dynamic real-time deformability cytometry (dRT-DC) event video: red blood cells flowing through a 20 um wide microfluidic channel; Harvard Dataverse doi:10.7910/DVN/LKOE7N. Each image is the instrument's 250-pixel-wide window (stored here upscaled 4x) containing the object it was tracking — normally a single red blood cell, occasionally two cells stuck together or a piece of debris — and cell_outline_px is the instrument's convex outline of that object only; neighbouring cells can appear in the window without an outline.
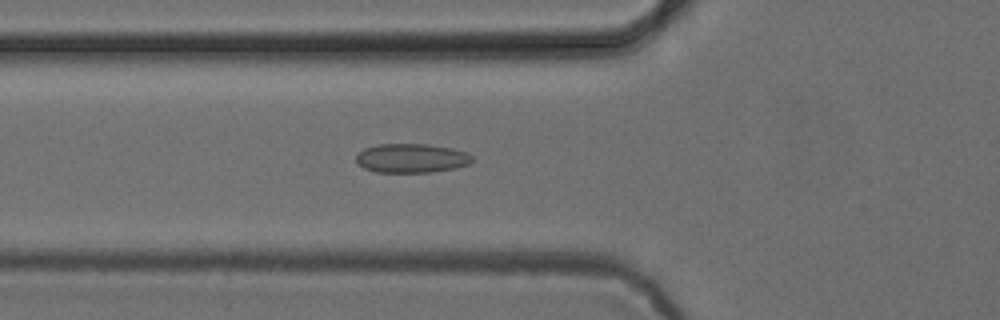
{"species": "common noctule bat (a hibernating species)", "species_latin": "Nyctalus noctula", "temperature_condition": "cold", "stored_images_in_passage": 53, "camera_frame_rate_fps": 3000, "um_per_image_px": 0.085, "animal": {"sex": "female", "body_mass_g": 24.6, "forearm_length_mm": 56.2}, "frame": {"image": 1, "passage_image": 19, "time_ms": 6.0, "image_size_px": [1000, 320], "cell_outline_px": [[472, 160], [468, 164], [456, 168], [432, 172], [376, 172], [364, 168], [356, 160], [356, 156], [364, 148], [380, 144], [428, 144], [452, 148], [468, 152], [472, 156]], "centroid_in_image_um": [35.0, 13.44], "position_along_channel_um": 90.8, "area_um2": 19.65}}
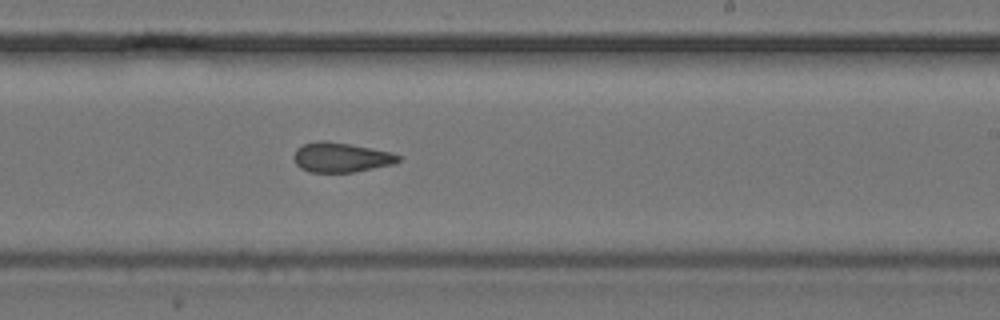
{"frame": {"image": 2, "passage_image": 32, "time_ms": 10.333, "image_size_px": [1000, 320], "cell_outline_px": [[400, 160], [392, 164], [352, 172], [308, 172], [300, 168], [296, 164], [292, 156], [296, 148], [304, 144], [316, 140], [324, 140], [348, 144], [392, 152], [400, 156]], "centroid_in_image_um": [28.92, 13.37], "position_along_channel_um": 260.1, "area_um2": 18.03}}
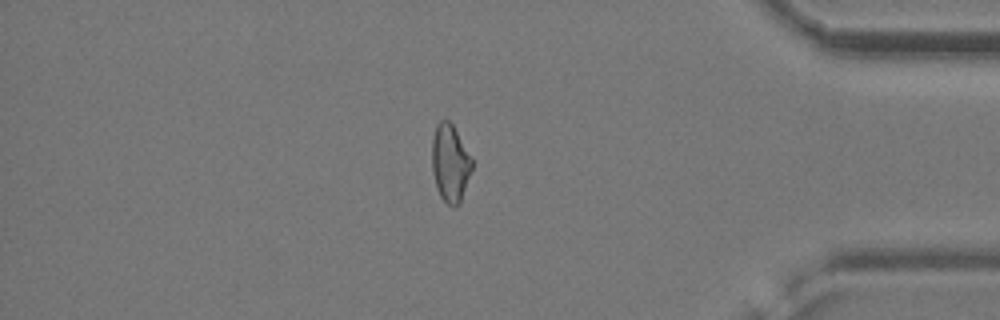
{"frame": {"image": 3, "passage_image": 45, "time_ms": 14.667, "image_size_px": [1000, 320], "cell_outline_px": [[472, 168], [460, 204], [456, 208], [452, 208], [440, 196], [436, 188], [432, 172], [432, 136], [436, 124], [440, 120], [448, 120], [452, 124], [472, 160]], "centroid_in_image_um": [38.24, 13.9], "position_along_channel_um": 397.0, "area_um2": 18.09}, "authors_computed_cell_mechanics": {"area_um2": 18.8428, "velocity_mm_per_s": 3.8923, "shape_relaxation_time_tau1_ms": null, "shape_relaxation_time_tau2_ms": 3.0908, "deformation_change_tau1": null, "deformation_change_tau2": 0.1016}}